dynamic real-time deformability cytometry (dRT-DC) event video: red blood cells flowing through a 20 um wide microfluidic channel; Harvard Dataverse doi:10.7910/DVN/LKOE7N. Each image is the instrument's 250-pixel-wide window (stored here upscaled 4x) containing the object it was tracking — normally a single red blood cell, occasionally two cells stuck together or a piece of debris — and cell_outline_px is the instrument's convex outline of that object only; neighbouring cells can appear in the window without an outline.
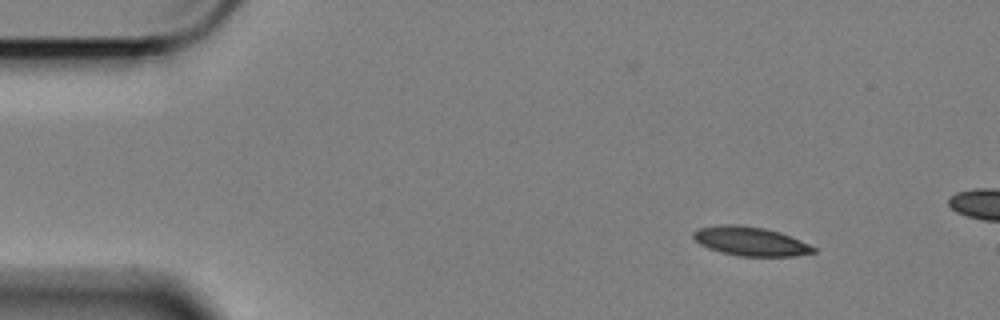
{"species": "Egyptian fruit bat (a non-hibernating species)", "species_latin": "Rousettus aegyptiacus", "temperature_condition": "cold", "stored_images_in_passage": 3, "camera_frame_rate_fps": 3000, "um_per_image_px": 0.085, "animal": {"sex": "female"}, "frame": {"image": 1, "passage_image": 1, "time_ms": 0.0, "image_size_px": [1000, 320], "cell_outline_px": [[816, 252], [796, 256], [740, 256], [720, 252], [708, 248], [700, 244], [692, 236], [692, 232], [696, 228], [720, 224], [736, 224], [764, 228], [780, 232], [800, 240], [816, 248]], "centroid_in_image_um": [63.76, 20.5], "position_along_channel_um": 21.2, "area_um2": 20.4}}